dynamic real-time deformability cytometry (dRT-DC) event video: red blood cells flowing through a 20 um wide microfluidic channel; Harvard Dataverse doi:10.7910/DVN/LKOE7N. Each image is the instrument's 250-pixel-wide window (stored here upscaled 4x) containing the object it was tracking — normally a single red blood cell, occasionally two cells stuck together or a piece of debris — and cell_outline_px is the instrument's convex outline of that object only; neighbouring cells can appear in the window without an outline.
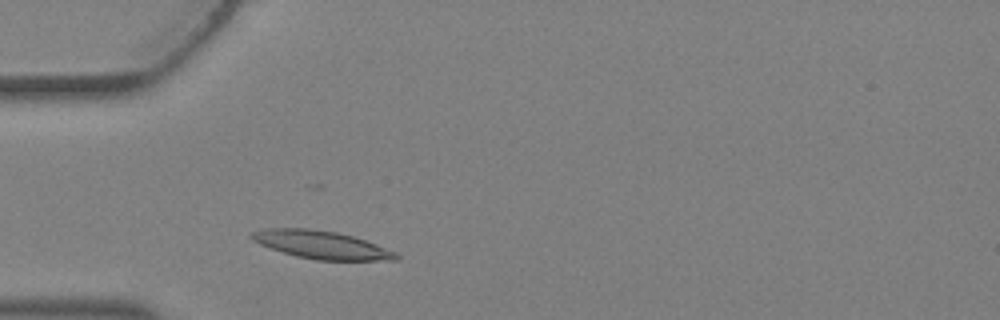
{"species": "Egyptian fruit bat (a non-hibernating species)", "species_latin": "Rousettus aegyptiacus", "temperature_condition": "warm", "stored_images_in_passage": 1, "camera_frame_rate_fps": 3000, "um_per_image_px": 0.085, "animal": {"sex": "female"}, "frame": {"image": 1, "passage_image": 1, "time_ms": 0.0, "image_size_px": [1000, 320], "cell_outline_px": [[400, 256], [396, 260], [316, 260], [296, 256], [260, 244], [252, 240], [248, 236], [252, 232], [264, 228], [308, 228], [336, 232], [352, 236], [376, 244], [396, 252]], "centroid_in_image_um": [27.3, 20.8], "position_along_channel_um": 57.7, "area_um2": 23.35}}